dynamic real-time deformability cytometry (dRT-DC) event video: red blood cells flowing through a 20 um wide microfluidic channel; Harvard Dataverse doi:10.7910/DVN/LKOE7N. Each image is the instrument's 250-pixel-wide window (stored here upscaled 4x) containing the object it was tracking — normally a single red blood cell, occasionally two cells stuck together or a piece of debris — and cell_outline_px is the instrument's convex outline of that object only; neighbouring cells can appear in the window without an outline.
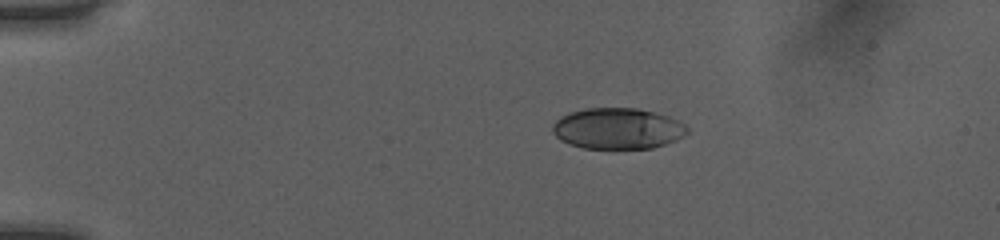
{"species": "human", "species_latin": "Homo sapiens", "temperature_condition": "room temperature", "stored_images_in_passage": 42, "camera_frame_rate_fps": 3000, "um_per_image_px": 0.085, "donor": {"sex": "female"}, "frame": {"image": 1, "passage_image": 1, "time_ms": 0.0, "image_size_px": [1000, 240], "cell_outline_px": [[688, 132], [676, 140], [652, 148], [584, 148], [568, 144], [560, 140], [552, 132], [552, 124], [560, 116], [568, 112], [588, 108], [636, 108], [668, 116], [684, 124], [688, 128]], "centroid_in_image_um": [52.45, 10.92], "position_along_channel_um": 32.5, "area_um2": 32.14}}
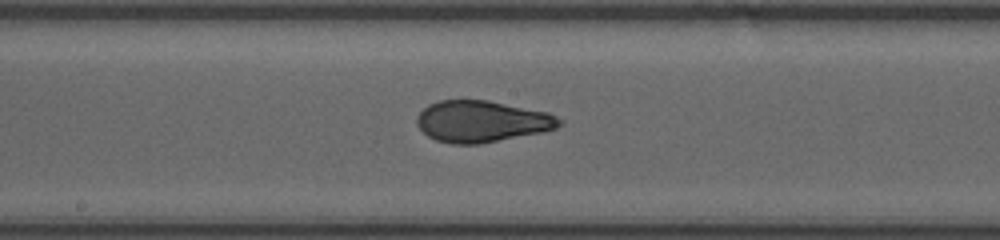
{"frame": {"image": 2, "passage_image": 19, "time_ms": 6.0, "image_size_px": [1000, 240], "cell_outline_px": [[564, 120], [556, 128], [540, 132], [480, 144], [452, 144], [436, 140], [428, 136], [416, 124], [416, 116], [428, 104], [440, 100], [488, 100], [548, 112]], "centroid_in_image_um": [40.93, 10.31], "position_along_channel_um": 207.3, "area_um2": 34.39}}
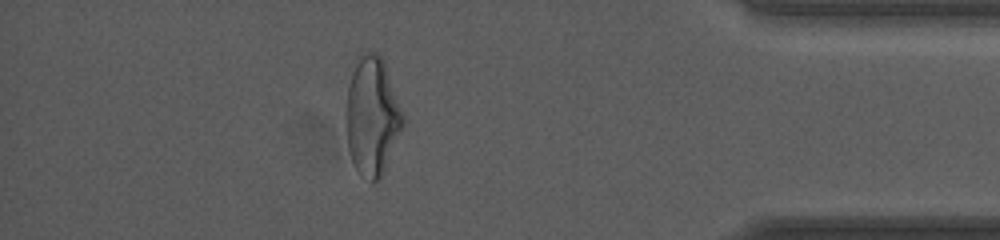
{"frame": {"image": 3, "passage_image": 36, "time_ms": 11.667, "image_size_px": [1000, 240], "cell_outline_px": [[404, 124], [380, 180], [372, 184], [360, 176], [352, 160], [348, 148], [344, 116], [348, 84], [356, 56], [360, 52], [368, 48], [376, 52], [384, 60], [404, 116]], "centroid_in_image_um": [31.6, 9.84], "position_along_channel_um": 403.6, "area_um2": 40.23}, "authors_computed_cell_mechanics": {"area_um2": 34.5933, "velocity_mm_per_s": 4.0484, "shape_relaxation_time_tau1_ms": 5.7455, "shape_relaxation_time_tau2_ms": 0.9911, "deformation_change_tau1": 0.21, "deformation_change_tau2": 0.0714}}